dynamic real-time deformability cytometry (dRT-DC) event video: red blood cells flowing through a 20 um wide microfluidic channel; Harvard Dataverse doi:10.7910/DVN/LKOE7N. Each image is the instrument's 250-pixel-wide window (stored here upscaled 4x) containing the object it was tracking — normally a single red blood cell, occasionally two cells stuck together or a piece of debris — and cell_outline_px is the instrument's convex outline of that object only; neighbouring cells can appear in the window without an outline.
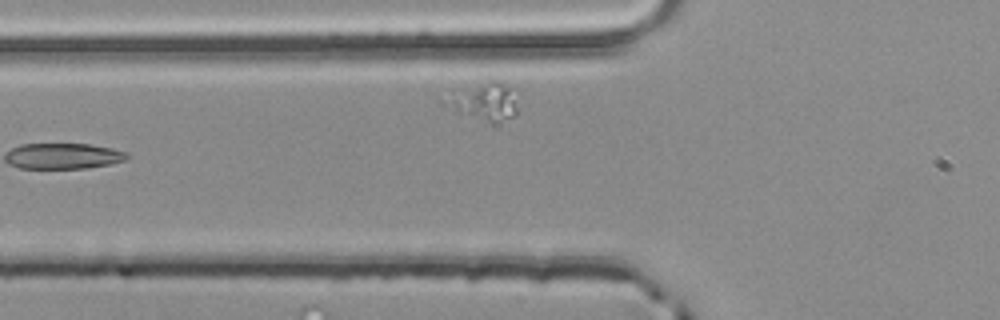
{"species": "common noctule bat (a hibernating species)", "species_latin": "Nyctalus noctula", "temperature_condition": "room temperature", "stored_images_in_passage": 6, "segment_of_instrument_passage": [2, 2], "camera_frame_rate_fps": 3000, "um_per_image_px": 0.085, "animal": {"sex": "male", "body_mass_g": 20.4}, "frame": {"image": 1, "passage_image": 6, "time_ms": 1.667, "image_size_px": [1000, 320], "cell_outline_px": [[520, 92], [516, 116], [492, 124], [488, 124], [460, 116], [456, 112], [456, 108], [480, 84], [492, 80], [500, 80], [520, 88]], "centroid_in_image_um": [41.73, 8.72], "position_along_channel_um": 84.1, "area_um2": 14.45}}